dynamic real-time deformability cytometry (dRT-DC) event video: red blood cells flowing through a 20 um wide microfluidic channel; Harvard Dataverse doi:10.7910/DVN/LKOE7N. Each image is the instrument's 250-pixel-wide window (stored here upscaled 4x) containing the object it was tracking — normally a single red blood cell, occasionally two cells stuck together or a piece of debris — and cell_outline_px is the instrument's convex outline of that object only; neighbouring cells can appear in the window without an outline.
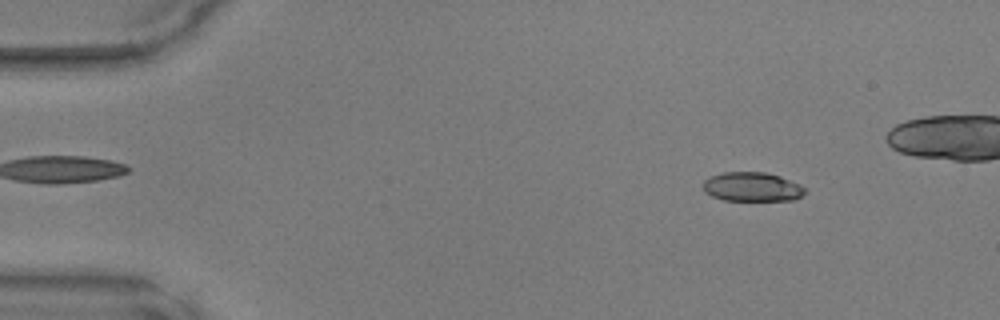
{"species": "common noctule bat (a hibernating species)", "species_latin": "Nyctalus noctula", "temperature_condition": "warm", "stored_images_in_passage": 43, "camera_frame_rate_fps": 3000, "um_per_image_px": 0.085, "animal": {"sex": "male", "body_mass_g": 17.9, "forearm_length_mm": 54.2}, "frame": {"image": 1, "passage_image": 6, "time_ms": 1.667, "image_size_px": [1000, 320], "cell_outline_px": [[804, 192], [796, 200], [724, 200], [712, 196], [704, 192], [704, 180], [712, 176], [724, 172], [764, 172], [780, 176], [804, 188]], "centroid_in_image_um": [63.89, 15.88], "position_along_channel_um": 21.1, "area_um2": 16.99}}
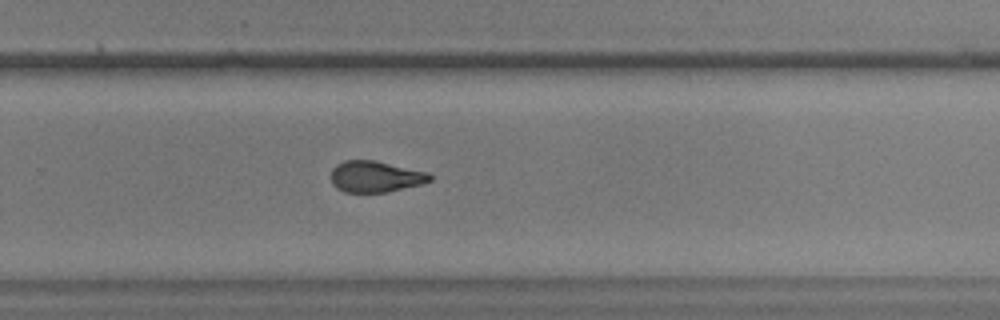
{"frame": {"image": 2, "passage_image": 32, "time_ms": 10.333, "image_size_px": [1000, 320], "cell_outline_px": [[432, 180], [420, 184], [384, 192], [344, 192], [336, 188], [332, 184], [332, 168], [336, 164], [344, 160], [376, 160], [428, 172], [432, 176]], "centroid_in_image_um": [31.89, 14.99], "position_along_channel_um": 297.9, "area_um2": 17.98}}
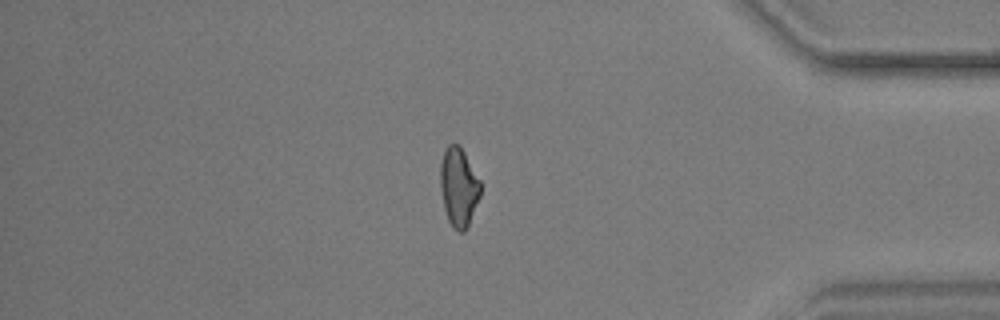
{"frame": {"image": 3, "passage_image": 41, "time_ms": 13.333, "image_size_px": [1000, 320], "cell_outline_px": [[480, 196], [468, 228], [464, 232], [460, 232], [452, 228], [448, 220], [444, 208], [440, 188], [440, 164], [444, 152], [448, 144], [460, 144], [480, 180]], "centroid_in_image_um": [38.99, 15.92], "position_along_channel_um": 396.2, "area_um2": 18.67}}